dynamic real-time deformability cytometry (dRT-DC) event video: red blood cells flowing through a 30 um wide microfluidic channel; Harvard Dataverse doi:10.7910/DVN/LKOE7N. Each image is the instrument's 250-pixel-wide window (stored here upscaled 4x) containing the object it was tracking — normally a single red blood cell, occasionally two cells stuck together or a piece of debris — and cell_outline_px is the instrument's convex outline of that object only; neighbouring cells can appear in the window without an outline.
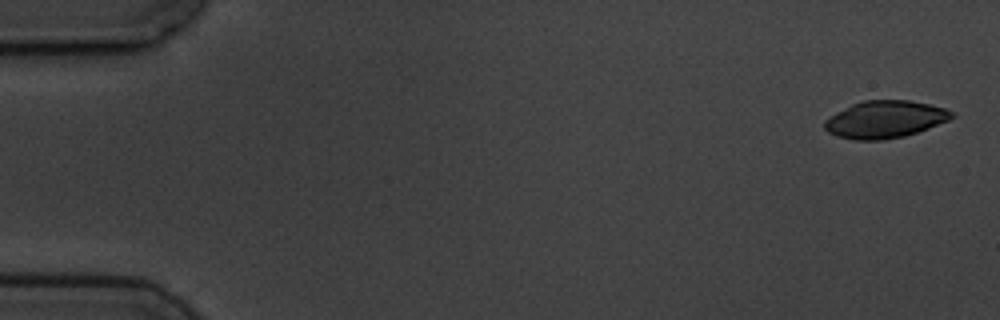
{"species": "common noctule bat (a hibernating species)", "species_latin": "Nyctalus noctula", "temperature_condition": "cold", "stored_images_in_passage": 6, "segment_of_instrument_passage": [2, 2], "camera_frame_rate_fps": 3000, "um_per_image_px": 0.085, "animal": {"sex": "male", "body_mass_g": 19.5, "forearm_length_mm": 54.6}, "frame": {"image": 1, "passage_image": 6, "time_ms": 6.0, "image_size_px": [1000, 320], "cell_outline_px": [[956, 116], [948, 120], [928, 128], [904, 136], [880, 140], [856, 140], [836, 136], [828, 132], [824, 128], [824, 120], [836, 112], [852, 104], [864, 100], [908, 100], [928, 104], [944, 108], [952, 112]], "centroid_in_image_um": [75.19, 10.15], "position_along_channel_um": 9.8, "area_um2": 27.46}}